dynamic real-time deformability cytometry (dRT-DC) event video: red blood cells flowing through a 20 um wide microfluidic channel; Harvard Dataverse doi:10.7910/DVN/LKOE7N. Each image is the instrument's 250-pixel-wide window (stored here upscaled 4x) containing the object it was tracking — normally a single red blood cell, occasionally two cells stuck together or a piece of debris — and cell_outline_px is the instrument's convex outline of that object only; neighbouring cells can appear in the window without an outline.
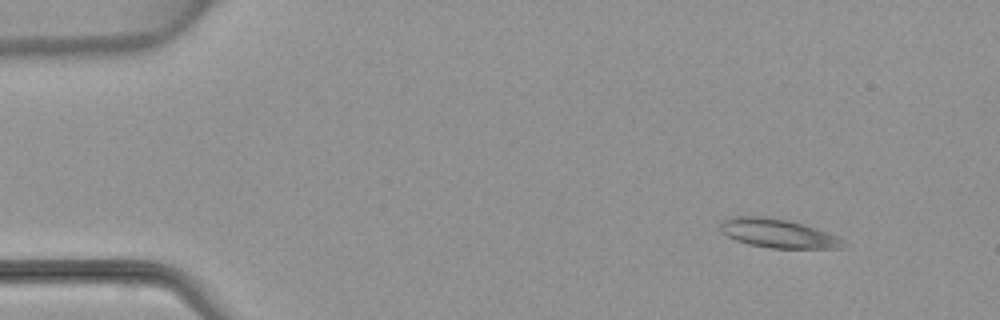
{"species": "common noctule bat (a hibernating species)", "species_latin": "Nyctalus noctula", "temperature_condition": "warm", "stored_images_in_passage": 4, "camera_frame_rate_fps": 3000, "um_per_image_px": 0.085, "animal": {"sex": "female", "body_mass_g": 22.7, "forearm_length_mm": 54.2}, "frame": {"image": 1, "passage_image": 1, "time_ms": 0.0, "image_size_px": [1000, 320], "cell_outline_px": [[848, 244], [844, 248], [768, 248], [748, 244], [736, 240], [720, 232], [720, 224], [724, 220], [732, 216], [764, 216], [788, 220], [804, 224], [840, 236]], "centroid_in_image_um": [66.17, 19.84], "position_along_channel_um": 18.8, "area_um2": 20.98}}
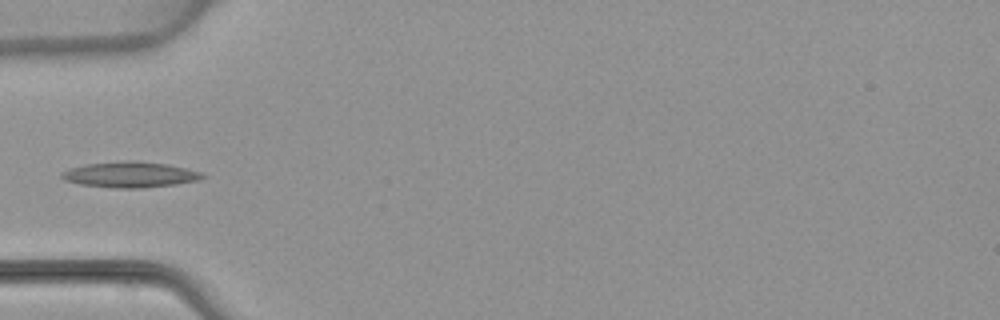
{"frame": {"image": 2, "passage_image": 4, "time_ms": 3.667, "image_size_px": [1000, 320], "cell_outline_px": [[208, 176], [200, 180], [176, 184], [140, 188], [116, 188], [80, 184], [64, 180], [60, 176], [60, 172], [68, 168], [88, 164], [128, 160], [140, 160], [168, 164], [200, 172]], "centroid_in_image_um": [11.06, 14.83], "position_along_channel_um": 73.9, "area_um2": 21.21}}